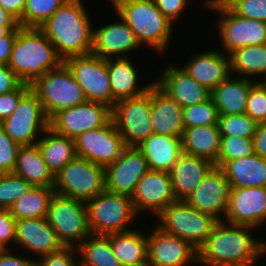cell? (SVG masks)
Here are the masks:
<instances>
[{"instance_id":"cell-54","label":"cell","mask_w":266,"mask_h":266,"mask_svg":"<svg viewBox=\"0 0 266 266\" xmlns=\"http://www.w3.org/2000/svg\"><path fill=\"white\" fill-rule=\"evenodd\" d=\"M26 0H0V6L13 14L18 20L22 17Z\"/></svg>"},{"instance_id":"cell-15","label":"cell","mask_w":266,"mask_h":266,"mask_svg":"<svg viewBox=\"0 0 266 266\" xmlns=\"http://www.w3.org/2000/svg\"><path fill=\"white\" fill-rule=\"evenodd\" d=\"M111 117L108 105L86 101L56 113L49 120V127L60 135L75 139L88 130L105 126Z\"/></svg>"},{"instance_id":"cell-27","label":"cell","mask_w":266,"mask_h":266,"mask_svg":"<svg viewBox=\"0 0 266 266\" xmlns=\"http://www.w3.org/2000/svg\"><path fill=\"white\" fill-rule=\"evenodd\" d=\"M214 166L208 159L183 153L169 171L176 200H186Z\"/></svg>"},{"instance_id":"cell-50","label":"cell","mask_w":266,"mask_h":266,"mask_svg":"<svg viewBox=\"0 0 266 266\" xmlns=\"http://www.w3.org/2000/svg\"><path fill=\"white\" fill-rule=\"evenodd\" d=\"M16 250L4 249L3 251H1L0 266H37L36 259H34L33 256H31V258L29 255L27 257V254L23 256V254L21 253H18V255V248Z\"/></svg>"},{"instance_id":"cell-53","label":"cell","mask_w":266,"mask_h":266,"mask_svg":"<svg viewBox=\"0 0 266 266\" xmlns=\"http://www.w3.org/2000/svg\"><path fill=\"white\" fill-rule=\"evenodd\" d=\"M254 153L266 159V122L257 125L253 136Z\"/></svg>"},{"instance_id":"cell-3","label":"cell","mask_w":266,"mask_h":266,"mask_svg":"<svg viewBox=\"0 0 266 266\" xmlns=\"http://www.w3.org/2000/svg\"><path fill=\"white\" fill-rule=\"evenodd\" d=\"M63 59L45 33L37 27H20L8 67L21 83L32 85L45 72L59 68Z\"/></svg>"},{"instance_id":"cell-42","label":"cell","mask_w":266,"mask_h":266,"mask_svg":"<svg viewBox=\"0 0 266 266\" xmlns=\"http://www.w3.org/2000/svg\"><path fill=\"white\" fill-rule=\"evenodd\" d=\"M254 154L253 139L221 137L218 161H233Z\"/></svg>"},{"instance_id":"cell-31","label":"cell","mask_w":266,"mask_h":266,"mask_svg":"<svg viewBox=\"0 0 266 266\" xmlns=\"http://www.w3.org/2000/svg\"><path fill=\"white\" fill-rule=\"evenodd\" d=\"M255 83L253 80L234 75L221 82L211 92L219 115L245 114L247 97Z\"/></svg>"},{"instance_id":"cell-46","label":"cell","mask_w":266,"mask_h":266,"mask_svg":"<svg viewBox=\"0 0 266 266\" xmlns=\"http://www.w3.org/2000/svg\"><path fill=\"white\" fill-rule=\"evenodd\" d=\"M230 9L241 17L266 23V0H237Z\"/></svg>"},{"instance_id":"cell-37","label":"cell","mask_w":266,"mask_h":266,"mask_svg":"<svg viewBox=\"0 0 266 266\" xmlns=\"http://www.w3.org/2000/svg\"><path fill=\"white\" fill-rule=\"evenodd\" d=\"M54 188L32 186V188L19 198L9 209L16 220L25 218H45L49 209Z\"/></svg>"},{"instance_id":"cell-41","label":"cell","mask_w":266,"mask_h":266,"mask_svg":"<svg viewBox=\"0 0 266 266\" xmlns=\"http://www.w3.org/2000/svg\"><path fill=\"white\" fill-rule=\"evenodd\" d=\"M219 113L212 98L183 108L185 128L218 125Z\"/></svg>"},{"instance_id":"cell-25","label":"cell","mask_w":266,"mask_h":266,"mask_svg":"<svg viewBox=\"0 0 266 266\" xmlns=\"http://www.w3.org/2000/svg\"><path fill=\"white\" fill-rule=\"evenodd\" d=\"M137 67L136 61L134 62L131 57L107 59L110 88L116 101L140 96L154 82L152 80L144 85L140 84L143 77L140 76V68Z\"/></svg>"},{"instance_id":"cell-4","label":"cell","mask_w":266,"mask_h":266,"mask_svg":"<svg viewBox=\"0 0 266 266\" xmlns=\"http://www.w3.org/2000/svg\"><path fill=\"white\" fill-rule=\"evenodd\" d=\"M114 12L129 26L142 47H151L161 55L165 51L169 52L175 26H172L153 0L126 1L114 9Z\"/></svg>"},{"instance_id":"cell-6","label":"cell","mask_w":266,"mask_h":266,"mask_svg":"<svg viewBox=\"0 0 266 266\" xmlns=\"http://www.w3.org/2000/svg\"><path fill=\"white\" fill-rule=\"evenodd\" d=\"M152 220L161 230L188 241L197 250L219 221L214 216L191 207L185 200L169 204Z\"/></svg>"},{"instance_id":"cell-24","label":"cell","mask_w":266,"mask_h":266,"mask_svg":"<svg viewBox=\"0 0 266 266\" xmlns=\"http://www.w3.org/2000/svg\"><path fill=\"white\" fill-rule=\"evenodd\" d=\"M188 59L181 67L211 92L231 75L229 55L217 47L206 49V52L203 49L200 53L198 50Z\"/></svg>"},{"instance_id":"cell-47","label":"cell","mask_w":266,"mask_h":266,"mask_svg":"<svg viewBox=\"0 0 266 266\" xmlns=\"http://www.w3.org/2000/svg\"><path fill=\"white\" fill-rule=\"evenodd\" d=\"M30 89V85L21 83L15 90L0 95V123L13 113L20 99Z\"/></svg>"},{"instance_id":"cell-57","label":"cell","mask_w":266,"mask_h":266,"mask_svg":"<svg viewBox=\"0 0 266 266\" xmlns=\"http://www.w3.org/2000/svg\"><path fill=\"white\" fill-rule=\"evenodd\" d=\"M237 0H218L217 4L221 7L230 8Z\"/></svg>"},{"instance_id":"cell-33","label":"cell","mask_w":266,"mask_h":266,"mask_svg":"<svg viewBox=\"0 0 266 266\" xmlns=\"http://www.w3.org/2000/svg\"><path fill=\"white\" fill-rule=\"evenodd\" d=\"M32 186L54 188L55 176L44 162L36 144L20 146L13 171Z\"/></svg>"},{"instance_id":"cell-58","label":"cell","mask_w":266,"mask_h":266,"mask_svg":"<svg viewBox=\"0 0 266 266\" xmlns=\"http://www.w3.org/2000/svg\"><path fill=\"white\" fill-rule=\"evenodd\" d=\"M108 2L110 1V3L112 4V8L116 9L120 4H122L123 2L126 1H131V0H107Z\"/></svg>"},{"instance_id":"cell-26","label":"cell","mask_w":266,"mask_h":266,"mask_svg":"<svg viewBox=\"0 0 266 266\" xmlns=\"http://www.w3.org/2000/svg\"><path fill=\"white\" fill-rule=\"evenodd\" d=\"M151 120L155 134L182 138L183 108L154 82L151 84Z\"/></svg>"},{"instance_id":"cell-28","label":"cell","mask_w":266,"mask_h":266,"mask_svg":"<svg viewBox=\"0 0 266 266\" xmlns=\"http://www.w3.org/2000/svg\"><path fill=\"white\" fill-rule=\"evenodd\" d=\"M225 174L231 188L266 187V159L257 154L214 164Z\"/></svg>"},{"instance_id":"cell-2","label":"cell","mask_w":266,"mask_h":266,"mask_svg":"<svg viewBox=\"0 0 266 266\" xmlns=\"http://www.w3.org/2000/svg\"><path fill=\"white\" fill-rule=\"evenodd\" d=\"M84 0H67L39 28L65 60L90 54L93 46V21Z\"/></svg>"},{"instance_id":"cell-56","label":"cell","mask_w":266,"mask_h":266,"mask_svg":"<svg viewBox=\"0 0 266 266\" xmlns=\"http://www.w3.org/2000/svg\"><path fill=\"white\" fill-rule=\"evenodd\" d=\"M20 25H0V37L5 36L9 31H17Z\"/></svg>"},{"instance_id":"cell-51","label":"cell","mask_w":266,"mask_h":266,"mask_svg":"<svg viewBox=\"0 0 266 266\" xmlns=\"http://www.w3.org/2000/svg\"><path fill=\"white\" fill-rule=\"evenodd\" d=\"M21 82L8 65L0 64V95L15 90Z\"/></svg>"},{"instance_id":"cell-36","label":"cell","mask_w":266,"mask_h":266,"mask_svg":"<svg viewBox=\"0 0 266 266\" xmlns=\"http://www.w3.org/2000/svg\"><path fill=\"white\" fill-rule=\"evenodd\" d=\"M80 266H123L105 235H90L77 247Z\"/></svg>"},{"instance_id":"cell-60","label":"cell","mask_w":266,"mask_h":266,"mask_svg":"<svg viewBox=\"0 0 266 266\" xmlns=\"http://www.w3.org/2000/svg\"><path fill=\"white\" fill-rule=\"evenodd\" d=\"M264 85H266V76L264 77V79L261 81Z\"/></svg>"},{"instance_id":"cell-8","label":"cell","mask_w":266,"mask_h":266,"mask_svg":"<svg viewBox=\"0 0 266 266\" xmlns=\"http://www.w3.org/2000/svg\"><path fill=\"white\" fill-rule=\"evenodd\" d=\"M46 219L64 246L77 247L92 235L84 201L54 193Z\"/></svg>"},{"instance_id":"cell-39","label":"cell","mask_w":266,"mask_h":266,"mask_svg":"<svg viewBox=\"0 0 266 266\" xmlns=\"http://www.w3.org/2000/svg\"><path fill=\"white\" fill-rule=\"evenodd\" d=\"M257 123L246 114L219 115L218 128L221 137L253 139Z\"/></svg>"},{"instance_id":"cell-16","label":"cell","mask_w":266,"mask_h":266,"mask_svg":"<svg viewBox=\"0 0 266 266\" xmlns=\"http://www.w3.org/2000/svg\"><path fill=\"white\" fill-rule=\"evenodd\" d=\"M151 222V232L147 233V266H198V250L195 247Z\"/></svg>"},{"instance_id":"cell-30","label":"cell","mask_w":266,"mask_h":266,"mask_svg":"<svg viewBox=\"0 0 266 266\" xmlns=\"http://www.w3.org/2000/svg\"><path fill=\"white\" fill-rule=\"evenodd\" d=\"M138 229L106 235L115 257L123 266H147V233Z\"/></svg>"},{"instance_id":"cell-29","label":"cell","mask_w":266,"mask_h":266,"mask_svg":"<svg viewBox=\"0 0 266 266\" xmlns=\"http://www.w3.org/2000/svg\"><path fill=\"white\" fill-rule=\"evenodd\" d=\"M144 155L149 170L169 172L183 154L182 140L153 133L137 147Z\"/></svg>"},{"instance_id":"cell-48","label":"cell","mask_w":266,"mask_h":266,"mask_svg":"<svg viewBox=\"0 0 266 266\" xmlns=\"http://www.w3.org/2000/svg\"><path fill=\"white\" fill-rule=\"evenodd\" d=\"M162 14L175 26V22L185 17L191 0H153Z\"/></svg>"},{"instance_id":"cell-13","label":"cell","mask_w":266,"mask_h":266,"mask_svg":"<svg viewBox=\"0 0 266 266\" xmlns=\"http://www.w3.org/2000/svg\"><path fill=\"white\" fill-rule=\"evenodd\" d=\"M0 126L20 146L33 145L49 127V120L37 95L30 89Z\"/></svg>"},{"instance_id":"cell-40","label":"cell","mask_w":266,"mask_h":266,"mask_svg":"<svg viewBox=\"0 0 266 266\" xmlns=\"http://www.w3.org/2000/svg\"><path fill=\"white\" fill-rule=\"evenodd\" d=\"M31 188L30 183L14 173L0 174V209L9 210Z\"/></svg>"},{"instance_id":"cell-23","label":"cell","mask_w":266,"mask_h":266,"mask_svg":"<svg viewBox=\"0 0 266 266\" xmlns=\"http://www.w3.org/2000/svg\"><path fill=\"white\" fill-rule=\"evenodd\" d=\"M14 249L26 250L39 259L47 253L56 252L65 246L45 218L16 220ZM21 248V249H20ZM37 257V258H36Z\"/></svg>"},{"instance_id":"cell-49","label":"cell","mask_w":266,"mask_h":266,"mask_svg":"<svg viewBox=\"0 0 266 266\" xmlns=\"http://www.w3.org/2000/svg\"><path fill=\"white\" fill-rule=\"evenodd\" d=\"M15 227L16 219L10 213V210L0 209V245L4 249H14L16 241Z\"/></svg>"},{"instance_id":"cell-10","label":"cell","mask_w":266,"mask_h":266,"mask_svg":"<svg viewBox=\"0 0 266 266\" xmlns=\"http://www.w3.org/2000/svg\"><path fill=\"white\" fill-rule=\"evenodd\" d=\"M218 14L214 29L218 33L219 50L229 55L234 50L266 43V23L236 15L230 8L212 5L207 8ZM218 31V32H217Z\"/></svg>"},{"instance_id":"cell-52","label":"cell","mask_w":266,"mask_h":266,"mask_svg":"<svg viewBox=\"0 0 266 266\" xmlns=\"http://www.w3.org/2000/svg\"><path fill=\"white\" fill-rule=\"evenodd\" d=\"M17 31H9L0 37V64L8 65Z\"/></svg>"},{"instance_id":"cell-12","label":"cell","mask_w":266,"mask_h":266,"mask_svg":"<svg viewBox=\"0 0 266 266\" xmlns=\"http://www.w3.org/2000/svg\"><path fill=\"white\" fill-rule=\"evenodd\" d=\"M63 64L82 88L87 101L114 106L116 100L110 88L107 59L90 53L66 58Z\"/></svg>"},{"instance_id":"cell-11","label":"cell","mask_w":266,"mask_h":266,"mask_svg":"<svg viewBox=\"0 0 266 266\" xmlns=\"http://www.w3.org/2000/svg\"><path fill=\"white\" fill-rule=\"evenodd\" d=\"M105 189V168L77 156L55 176V193L84 202Z\"/></svg>"},{"instance_id":"cell-44","label":"cell","mask_w":266,"mask_h":266,"mask_svg":"<svg viewBox=\"0 0 266 266\" xmlns=\"http://www.w3.org/2000/svg\"><path fill=\"white\" fill-rule=\"evenodd\" d=\"M19 147L0 126V174L13 173Z\"/></svg>"},{"instance_id":"cell-5","label":"cell","mask_w":266,"mask_h":266,"mask_svg":"<svg viewBox=\"0 0 266 266\" xmlns=\"http://www.w3.org/2000/svg\"><path fill=\"white\" fill-rule=\"evenodd\" d=\"M92 235H108L135 228L139 216L130 196L104 190L85 202ZM134 226V227H131Z\"/></svg>"},{"instance_id":"cell-38","label":"cell","mask_w":266,"mask_h":266,"mask_svg":"<svg viewBox=\"0 0 266 266\" xmlns=\"http://www.w3.org/2000/svg\"><path fill=\"white\" fill-rule=\"evenodd\" d=\"M67 0H26L22 17L18 20L21 27L39 28Z\"/></svg>"},{"instance_id":"cell-55","label":"cell","mask_w":266,"mask_h":266,"mask_svg":"<svg viewBox=\"0 0 266 266\" xmlns=\"http://www.w3.org/2000/svg\"><path fill=\"white\" fill-rule=\"evenodd\" d=\"M0 25H20L18 19L0 6Z\"/></svg>"},{"instance_id":"cell-20","label":"cell","mask_w":266,"mask_h":266,"mask_svg":"<svg viewBox=\"0 0 266 266\" xmlns=\"http://www.w3.org/2000/svg\"><path fill=\"white\" fill-rule=\"evenodd\" d=\"M116 16L117 21L93 28L91 53L103 59L132 57V52L143 48L124 20L115 13Z\"/></svg>"},{"instance_id":"cell-9","label":"cell","mask_w":266,"mask_h":266,"mask_svg":"<svg viewBox=\"0 0 266 266\" xmlns=\"http://www.w3.org/2000/svg\"><path fill=\"white\" fill-rule=\"evenodd\" d=\"M111 119L126 147H138L154 133L151 120V86L137 97L116 101Z\"/></svg>"},{"instance_id":"cell-21","label":"cell","mask_w":266,"mask_h":266,"mask_svg":"<svg viewBox=\"0 0 266 266\" xmlns=\"http://www.w3.org/2000/svg\"><path fill=\"white\" fill-rule=\"evenodd\" d=\"M148 170L142 152L137 147H126L116 161L105 167V188L132 197L138 181Z\"/></svg>"},{"instance_id":"cell-32","label":"cell","mask_w":266,"mask_h":266,"mask_svg":"<svg viewBox=\"0 0 266 266\" xmlns=\"http://www.w3.org/2000/svg\"><path fill=\"white\" fill-rule=\"evenodd\" d=\"M181 140L184 154L208 159L213 164L218 161L221 143L218 125L185 128Z\"/></svg>"},{"instance_id":"cell-34","label":"cell","mask_w":266,"mask_h":266,"mask_svg":"<svg viewBox=\"0 0 266 266\" xmlns=\"http://www.w3.org/2000/svg\"><path fill=\"white\" fill-rule=\"evenodd\" d=\"M44 162L56 176L76 157L74 139L60 135L48 127L37 142Z\"/></svg>"},{"instance_id":"cell-61","label":"cell","mask_w":266,"mask_h":266,"mask_svg":"<svg viewBox=\"0 0 266 266\" xmlns=\"http://www.w3.org/2000/svg\"><path fill=\"white\" fill-rule=\"evenodd\" d=\"M3 250H4V248L0 245V252L3 251Z\"/></svg>"},{"instance_id":"cell-1","label":"cell","mask_w":266,"mask_h":266,"mask_svg":"<svg viewBox=\"0 0 266 266\" xmlns=\"http://www.w3.org/2000/svg\"><path fill=\"white\" fill-rule=\"evenodd\" d=\"M255 231H257L256 228L251 226L231 224L224 220L218 221L198 249V265H260L259 261L266 257V239L260 240V236L256 238L258 233Z\"/></svg>"},{"instance_id":"cell-43","label":"cell","mask_w":266,"mask_h":266,"mask_svg":"<svg viewBox=\"0 0 266 266\" xmlns=\"http://www.w3.org/2000/svg\"><path fill=\"white\" fill-rule=\"evenodd\" d=\"M245 114L257 124L266 122V85L256 82L250 89Z\"/></svg>"},{"instance_id":"cell-14","label":"cell","mask_w":266,"mask_h":266,"mask_svg":"<svg viewBox=\"0 0 266 266\" xmlns=\"http://www.w3.org/2000/svg\"><path fill=\"white\" fill-rule=\"evenodd\" d=\"M77 157L104 168L118 159L126 148L112 119L102 127L88 130L74 139Z\"/></svg>"},{"instance_id":"cell-45","label":"cell","mask_w":266,"mask_h":266,"mask_svg":"<svg viewBox=\"0 0 266 266\" xmlns=\"http://www.w3.org/2000/svg\"><path fill=\"white\" fill-rule=\"evenodd\" d=\"M37 266H80L76 247H67L36 259Z\"/></svg>"},{"instance_id":"cell-19","label":"cell","mask_w":266,"mask_h":266,"mask_svg":"<svg viewBox=\"0 0 266 266\" xmlns=\"http://www.w3.org/2000/svg\"><path fill=\"white\" fill-rule=\"evenodd\" d=\"M170 62L162 65L161 71L154 78V83L169 97L175 100L182 108L195 105L211 98V91L193 79L177 63Z\"/></svg>"},{"instance_id":"cell-17","label":"cell","mask_w":266,"mask_h":266,"mask_svg":"<svg viewBox=\"0 0 266 266\" xmlns=\"http://www.w3.org/2000/svg\"><path fill=\"white\" fill-rule=\"evenodd\" d=\"M131 200L139 216L148 213V216L155 218L176 201L169 172L148 170L138 181Z\"/></svg>"},{"instance_id":"cell-35","label":"cell","mask_w":266,"mask_h":266,"mask_svg":"<svg viewBox=\"0 0 266 266\" xmlns=\"http://www.w3.org/2000/svg\"><path fill=\"white\" fill-rule=\"evenodd\" d=\"M229 58L231 75L255 82L266 76V43L238 48Z\"/></svg>"},{"instance_id":"cell-7","label":"cell","mask_w":266,"mask_h":266,"mask_svg":"<svg viewBox=\"0 0 266 266\" xmlns=\"http://www.w3.org/2000/svg\"><path fill=\"white\" fill-rule=\"evenodd\" d=\"M31 90L41 102L48 120L62 110L87 101L82 88L64 64L45 72L31 85Z\"/></svg>"},{"instance_id":"cell-22","label":"cell","mask_w":266,"mask_h":266,"mask_svg":"<svg viewBox=\"0 0 266 266\" xmlns=\"http://www.w3.org/2000/svg\"><path fill=\"white\" fill-rule=\"evenodd\" d=\"M230 183L224 172L214 166L201 184L185 200L191 207L224 220L230 196Z\"/></svg>"},{"instance_id":"cell-59","label":"cell","mask_w":266,"mask_h":266,"mask_svg":"<svg viewBox=\"0 0 266 266\" xmlns=\"http://www.w3.org/2000/svg\"><path fill=\"white\" fill-rule=\"evenodd\" d=\"M218 2V0H204L202 3L204 4L203 7L204 9H206L205 7H210L212 5H216Z\"/></svg>"},{"instance_id":"cell-18","label":"cell","mask_w":266,"mask_h":266,"mask_svg":"<svg viewBox=\"0 0 266 266\" xmlns=\"http://www.w3.org/2000/svg\"><path fill=\"white\" fill-rule=\"evenodd\" d=\"M224 221L257 230L266 224V187L230 188Z\"/></svg>"}]
</instances>
